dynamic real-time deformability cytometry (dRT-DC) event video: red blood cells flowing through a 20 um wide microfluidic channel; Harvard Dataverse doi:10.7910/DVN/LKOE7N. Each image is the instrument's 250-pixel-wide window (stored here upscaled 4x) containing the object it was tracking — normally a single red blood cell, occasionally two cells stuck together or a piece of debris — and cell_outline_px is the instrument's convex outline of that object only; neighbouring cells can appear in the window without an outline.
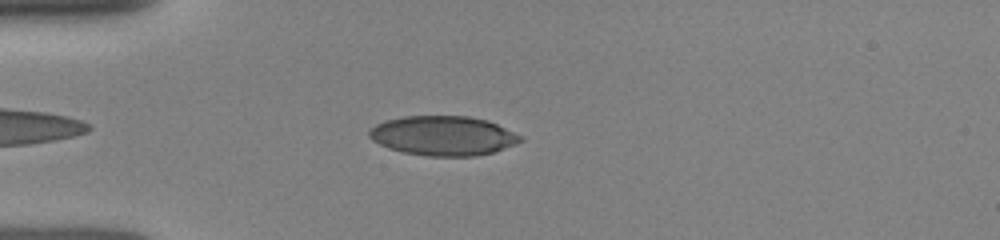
{"species": "human", "species_latin": "Homo sapiens", "temperature_condition": "room temperature", "stored_images_in_passage": 39, "camera_frame_rate_fps": 3000, "um_per_image_px": 0.085, "donor": {"sex": "female"}, "frame": {"image": 1, "passage_image": 7, "time_ms": 1.667, "image_size_px": [1000, 240], "cell_outline_px": [[524, 140], [516, 144], [492, 152], [476, 156], [428, 156], [404, 152], [388, 148], [372, 140], [368, 136], [368, 132], [376, 124], [384, 120], [404, 116], [468, 116], [488, 120], [524, 136]], "centroid_in_image_um": [37.69, 11.53], "position_along_channel_um": 47.3, "area_um2": 34.97}}
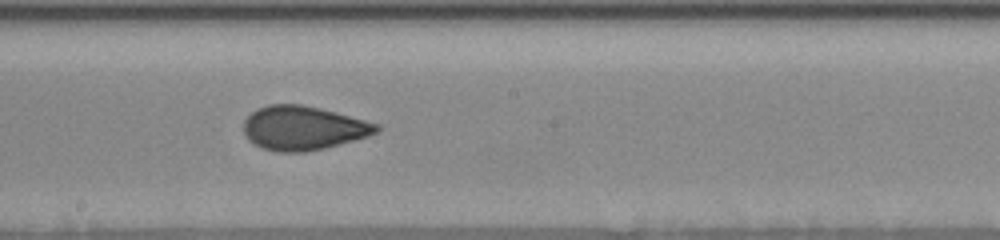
{"frame": {"image": 2, "passage_image": 24, "time_ms": 6.333, "image_size_px": [1000, 240], "cell_outline_px": [[380, 128], [376, 132], [368, 136], [324, 148], [304, 152], [276, 152], [264, 148], [248, 140], [244, 136], [244, 120], [256, 108], [268, 104], [300, 104], [320, 108], [336, 112], [380, 124]], "centroid_in_image_um": [25.75, 10.87], "position_along_channel_um": 222.4, "area_um2": 34.04}}
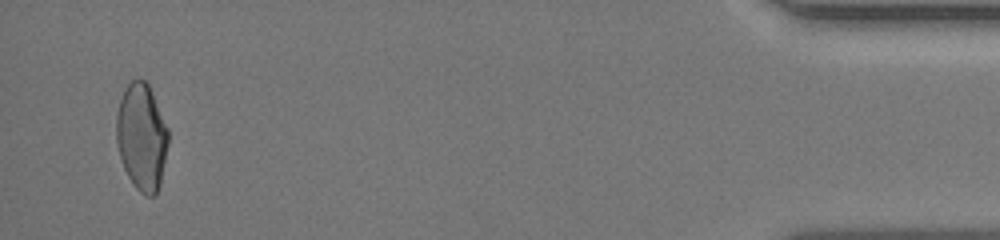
{"frame": {"image": 3, "passage_image": 39, "time_ms": 13.0, "image_size_px": [1000, 240], "cell_outline_px": [[168, 144], [160, 184], [156, 192], [152, 196], [148, 196], [140, 192], [136, 188], [128, 176], [124, 168], [120, 156], [116, 140], [116, 116], [120, 100], [124, 88], [132, 80], [144, 80], [148, 84], [152, 92], [168, 128]], "centroid_in_image_um": [12.04, 11.63], "position_along_channel_um": 423.2, "area_um2": 32.08}}